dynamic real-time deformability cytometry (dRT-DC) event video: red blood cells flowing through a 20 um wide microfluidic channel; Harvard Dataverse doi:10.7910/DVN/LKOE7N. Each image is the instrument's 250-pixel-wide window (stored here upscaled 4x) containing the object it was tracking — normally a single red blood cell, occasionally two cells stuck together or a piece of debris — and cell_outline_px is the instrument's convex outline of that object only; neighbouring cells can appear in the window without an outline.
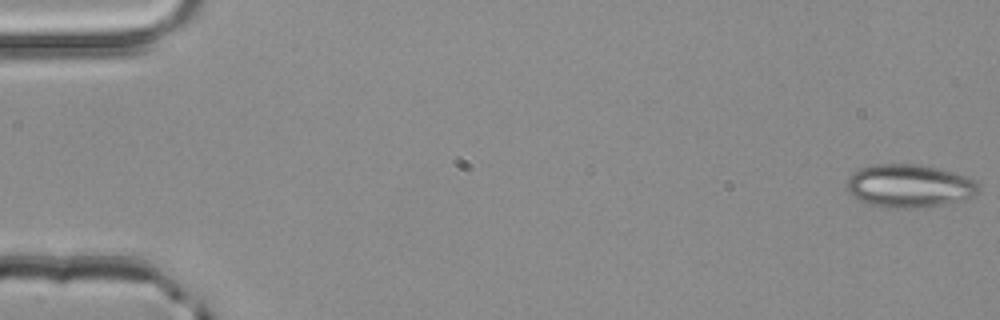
{"species": "common noctule bat (a hibernating species)", "species_latin": "Nyctalus noctula", "temperature_condition": "room temperature", "stored_images_in_passage": 52, "camera_frame_rate_fps": 3000, "um_per_image_px": 0.085, "animal": {"sex": "male", "body_mass_g": 20.4}, "frame": {"image": 1, "passage_image": 1, "time_ms": 0.0, "image_size_px": [1000, 320], "cell_outline_px": [[980, 192], [964, 200], [928, 208], [884, 208], [868, 204], [860, 200], [848, 192], [848, 176], [860, 168], [876, 164], [920, 164], [956, 172], [968, 176], [976, 180], [980, 184]], "centroid_in_image_um": [77.36, 15.81], "position_along_channel_um": 7.6, "area_um2": 33.76}}
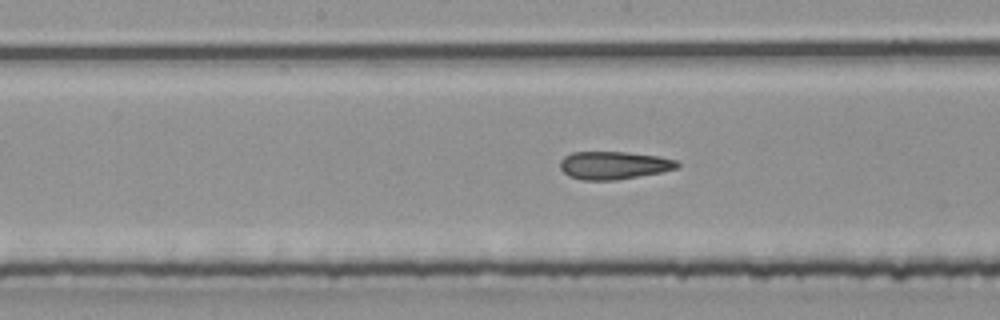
{"frame": {"image": 2, "passage_image": 27, "time_ms": 8.667, "image_size_px": [1000, 320], "cell_outline_px": [[680, 168], [660, 172], [612, 180], [580, 180], [568, 176], [560, 168], [560, 160], [564, 156], [572, 152], [624, 152], [660, 156], [676, 160], [680, 164]], "centroid_in_image_um": [52.16, 14.04], "position_along_channel_um": 196.0, "area_um2": 19.02}}
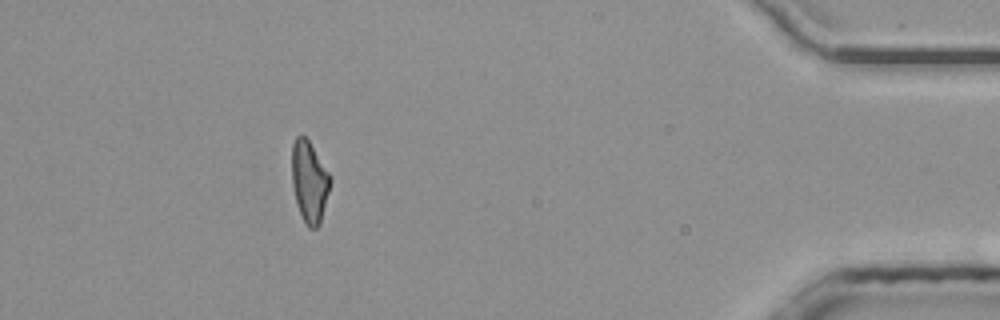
{"frame": {"image": 3, "passage_image": 47, "time_ms": 15.333, "image_size_px": [1000, 320], "cell_outline_px": [[332, 180], [320, 224], [316, 228], [308, 228], [300, 212], [296, 200], [292, 184], [292, 144], [296, 136], [300, 132], [308, 140], [332, 176]], "centroid_in_image_um": [26.31, 15.41], "position_along_channel_um": 408.9, "area_um2": 18.26}, "authors_computed_cell_mechanics": {"area_um2": 19.363, "velocity_mm_per_s": 4.0635, "shape_relaxation_time_tau1_ms": null, "shape_relaxation_time_tau2_ms": 2.3149, "deformation_change_tau1": null, "deformation_change_tau2": 0.1058}}